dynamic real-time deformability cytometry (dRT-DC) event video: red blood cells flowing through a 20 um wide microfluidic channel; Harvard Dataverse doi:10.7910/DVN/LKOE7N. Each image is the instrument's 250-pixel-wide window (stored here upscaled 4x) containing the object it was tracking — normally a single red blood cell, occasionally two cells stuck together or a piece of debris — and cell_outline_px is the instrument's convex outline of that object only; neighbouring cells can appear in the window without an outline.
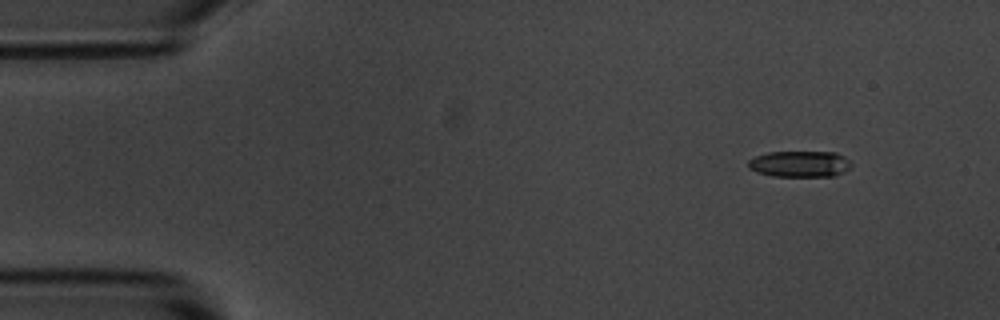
{"species": "common noctule bat (a hibernating species)", "species_latin": "Nyctalus noctula", "temperature_condition": "room temperature", "stored_images_in_passage": 4, "camera_frame_rate_fps": 3000, "um_per_image_px": 0.085, "animal": {"sex": "male", "body_mass_g": 20.1, "forearm_length_mm": 53.5}, "frame": {"image": 1, "passage_image": 1, "time_ms": 0.0, "image_size_px": [1000, 320], "cell_outline_px": [[852, 168], [844, 172], [832, 176], [772, 176], [756, 172], [748, 168], [748, 160], [756, 156], [768, 152], [836, 152], [844, 156], [852, 164]], "centroid_in_image_um": [67.99, 13.94], "position_along_channel_um": 17.0, "area_um2": 15.84}}
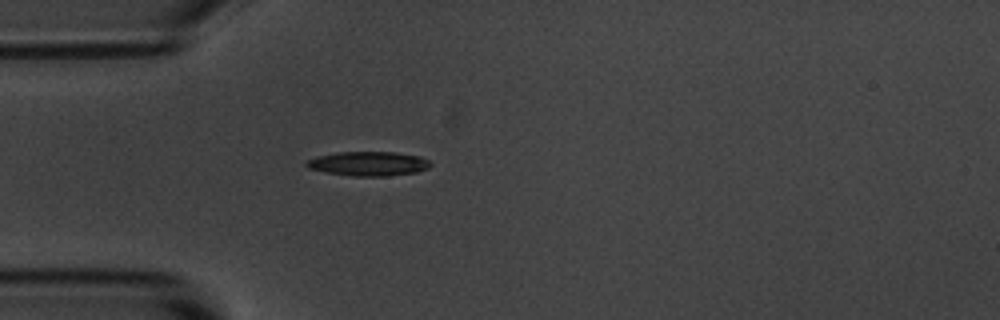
{"frame": {"image": 2, "passage_image": 4, "time_ms": 3.333, "image_size_px": [1000, 320], "cell_outline_px": [[432, 164], [428, 168], [416, 172], [388, 176], [352, 176], [324, 172], [308, 168], [304, 164], [308, 160], [316, 156], [336, 152], [396, 152], [420, 156], [428, 160]], "centroid_in_image_um": [31.3, 13.91], "position_along_channel_um": 53.7, "area_um2": 17.69}}